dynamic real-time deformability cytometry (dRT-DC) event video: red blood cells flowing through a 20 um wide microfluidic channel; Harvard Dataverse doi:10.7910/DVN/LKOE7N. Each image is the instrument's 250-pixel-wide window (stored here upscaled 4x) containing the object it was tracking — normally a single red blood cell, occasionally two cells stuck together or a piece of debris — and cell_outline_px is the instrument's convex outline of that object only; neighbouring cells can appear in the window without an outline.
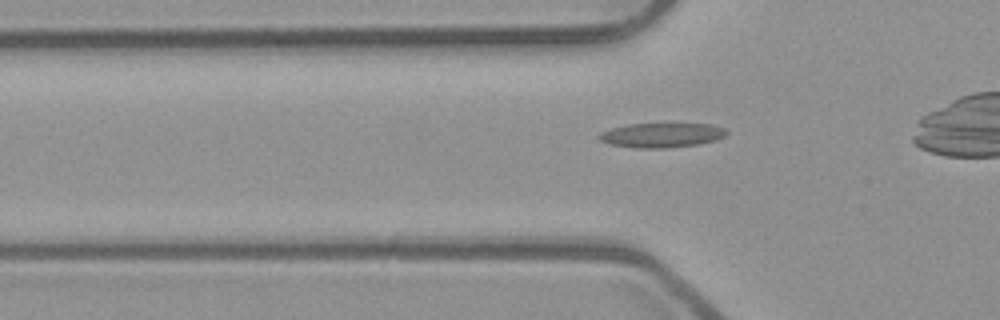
{"species": "common noctule bat (a hibernating species)", "species_latin": "Nyctalus noctula", "temperature_condition": "room temperature", "stored_images_in_passage": 31, "camera_frame_rate_fps": 3000, "um_per_image_px": 0.085, "animal": {"sex": "male", "body_mass_g": 23.1, "forearm_length_mm": 52.7}, "frame": {"image": 1, "passage_image": 6, "time_ms": 1.667, "image_size_px": [1000, 320], "cell_outline_px": [[728, 132], [724, 136], [712, 140], [696, 144], [664, 148], [636, 148], [612, 144], [600, 140], [596, 136], [600, 132], [612, 128], [628, 124], [712, 124], [724, 128]], "centroid_in_image_um": [56.2, 11.48], "position_along_channel_um": 69.6, "area_um2": 17.92}}
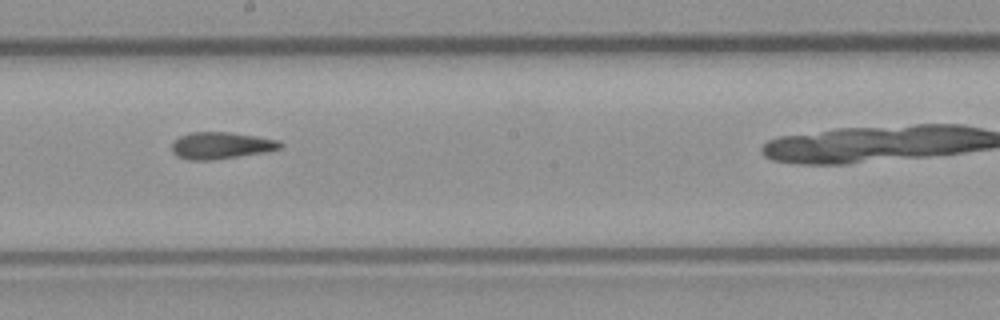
{"frame": {"image": 2, "passage_image": 18, "time_ms": 5.667, "image_size_px": [1000, 320], "cell_outline_px": [[284, 144], [280, 148], [264, 152], [208, 160], [188, 160], [176, 156], [172, 152], [172, 144], [180, 136], [192, 132], [232, 132], [280, 140]], "centroid_in_image_um": [18.79, 12.36], "position_along_channel_um": 229.4, "area_um2": 16.82}}
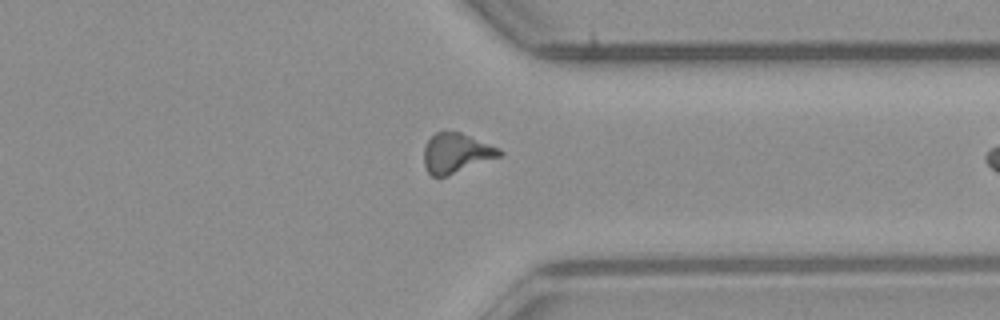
{"frame": {"image": 3, "passage_image": 29, "time_ms": 9.333, "image_size_px": [1000, 320], "cell_outline_px": [[504, 152], [500, 156], [444, 176], [432, 176], [428, 172], [424, 164], [424, 148], [428, 140], [436, 132], [460, 132], [500, 148]], "centroid_in_image_um": [38.77, 12.99], "position_along_channel_um": 372.6, "area_um2": 17.05}}